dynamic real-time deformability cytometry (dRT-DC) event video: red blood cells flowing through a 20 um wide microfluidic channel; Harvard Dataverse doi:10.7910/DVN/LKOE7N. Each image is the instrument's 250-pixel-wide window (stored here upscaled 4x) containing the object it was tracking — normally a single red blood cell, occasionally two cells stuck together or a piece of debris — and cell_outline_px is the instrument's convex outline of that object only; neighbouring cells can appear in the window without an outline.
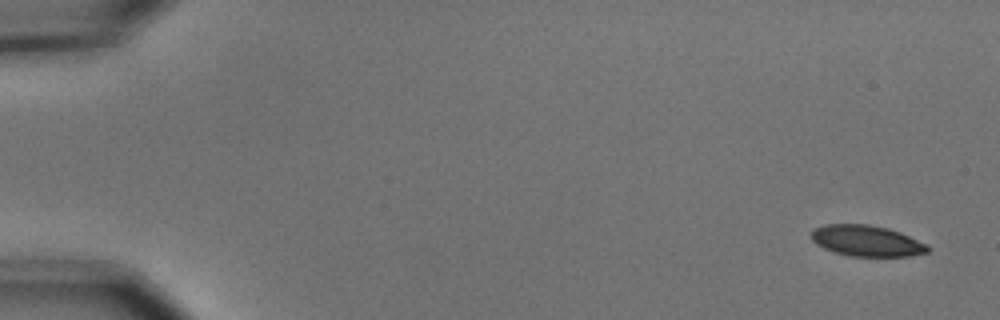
{"species": "common noctule bat (a hibernating species)", "species_latin": "Nyctalus noctula", "temperature_condition": "cold", "stored_images_in_passage": 6, "camera_frame_rate_fps": 3000, "um_per_image_px": 0.085, "animal": {"sex": "male", "body_mass_g": 15.6}, "frame": {"image": 1, "passage_image": 1, "time_ms": 0.0, "image_size_px": [1000, 320], "cell_outline_px": [[932, 248], [928, 252], [908, 256], [852, 256], [836, 252], [824, 248], [816, 244], [812, 240], [812, 228], [824, 224], [868, 224], [888, 228], [900, 232], [928, 244]], "centroid_in_image_um": [73.69, 20.46], "position_along_channel_um": 11.3, "area_um2": 21.1}}
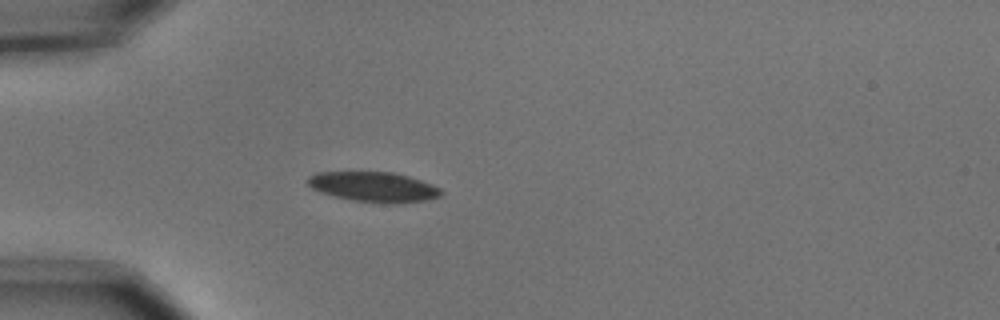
{"frame": {"image": 2, "passage_image": 5, "time_ms": 1.333, "image_size_px": [1000, 320], "cell_outline_px": [[444, 192], [440, 196], [428, 200], [396, 204], [392, 204], [352, 200], [320, 192], [312, 188], [308, 184], [308, 176], [316, 172], [392, 172], [408, 176], [432, 184], [440, 188]], "centroid_in_image_um": [31.79, 15.89], "position_along_channel_um": 53.2, "area_um2": 23.35}}